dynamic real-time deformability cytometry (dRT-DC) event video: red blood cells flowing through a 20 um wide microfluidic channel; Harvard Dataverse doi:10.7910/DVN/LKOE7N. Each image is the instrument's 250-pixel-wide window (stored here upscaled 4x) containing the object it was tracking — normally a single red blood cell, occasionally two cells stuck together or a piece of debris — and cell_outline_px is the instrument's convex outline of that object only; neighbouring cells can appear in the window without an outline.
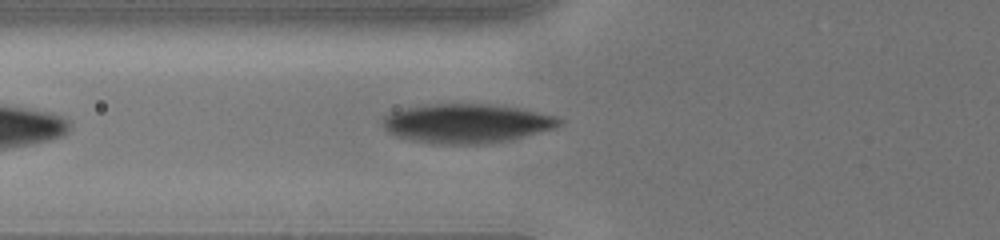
{"species": "human", "species_latin": "Homo sapiens", "temperature_condition": "cold", "stored_images_in_passage": 32, "camera_frame_rate_fps": 3000, "um_per_image_px": 0.085, "donor": {"sex": "male"}, "frame": {"image": 1, "passage_image": 2, "time_ms": 0.333, "image_size_px": [1000, 240], "cell_outline_px": [[564, 120], [556, 128], [492, 144], [436, 144], [412, 140], [396, 136], [388, 132], [380, 124], [384, 116], [400, 108], [428, 104], [492, 104], [520, 108], [556, 116]], "centroid_in_image_um": [39.64, 10.49], "position_along_channel_um": 86.2, "area_um2": 40.69}}
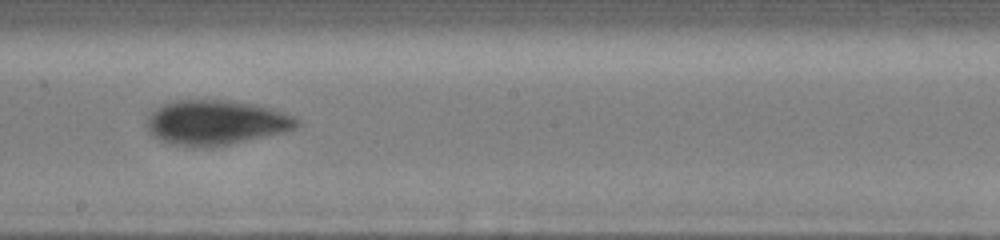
{"frame": {"image": 2, "passage_image": 12, "time_ms": 4.0, "image_size_px": [1000, 240], "cell_outline_px": [[300, 124], [296, 128], [288, 132], [228, 144], [200, 148], [192, 148], [172, 144], [160, 140], [152, 136], [144, 124], [148, 116], [160, 104], [176, 100], [232, 100], [256, 104], [272, 108], [296, 116], [300, 120]], "centroid_in_image_um": [18.36, 10.41], "position_along_channel_um": 229.8, "area_um2": 39.94}}
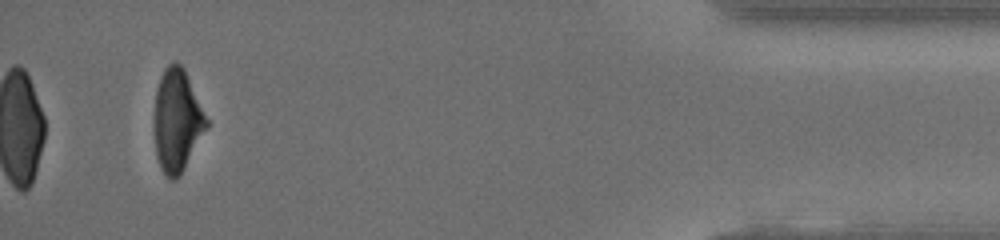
{"frame": {"image": 3, "passage_image": 32, "time_ms": 10.333, "image_size_px": [1000, 240], "cell_outline_px": [[208, 128], [180, 176], [176, 180], [168, 180], [160, 168], [156, 156], [152, 128], [156, 88], [160, 76], [164, 68], [168, 64], [176, 60], [184, 68], [208, 120]], "centroid_in_image_um": [15.01, 10.27], "position_along_channel_um": 420.2, "area_um2": 32.08}, "authors_computed_cell_mechanics": {"area_um2": 36.2695, "velocity_mm_per_s": 3.9203, "shape_relaxation_time_tau1_ms": 1.6756, "shape_relaxation_time_tau2_ms": null, "deformation_change_tau1": 0.0821, "deformation_change_tau2": null}}